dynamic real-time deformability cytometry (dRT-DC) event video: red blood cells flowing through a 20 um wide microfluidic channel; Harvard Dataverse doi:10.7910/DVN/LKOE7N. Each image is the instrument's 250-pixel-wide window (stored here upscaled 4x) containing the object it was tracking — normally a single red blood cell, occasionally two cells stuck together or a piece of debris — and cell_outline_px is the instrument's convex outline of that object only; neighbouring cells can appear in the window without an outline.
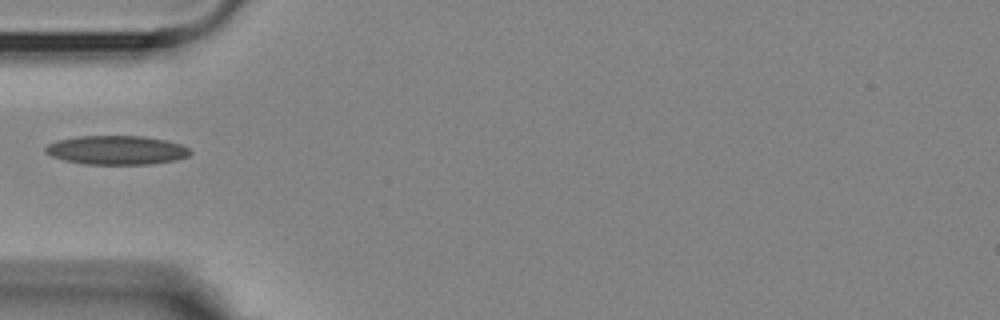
{"species": "Egyptian fruit bat (a non-hibernating species)", "species_latin": "Rousettus aegyptiacus", "temperature_condition": "room temperature", "stored_images_in_passage": 3, "camera_frame_rate_fps": 3000, "um_per_image_px": 0.085, "animal": {"sex": "female"}, "frame": {"image": 1, "passage_image": 1, "time_ms": 0.0, "image_size_px": [1000, 320], "cell_outline_px": [[192, 152], [188, 156], [176, 160], [148, 164], [84, 164], [64, 160], [52, 156], [44, 152], [44, 148], [48, 144], [56, 140], [76, 136], [144, 136], [164, 140], [180, 144], [188, 148]], "centroid_in_image_um": [9.87, 12.75], "position_along_channel_um": 75.1, "area_um2": 24.45}}
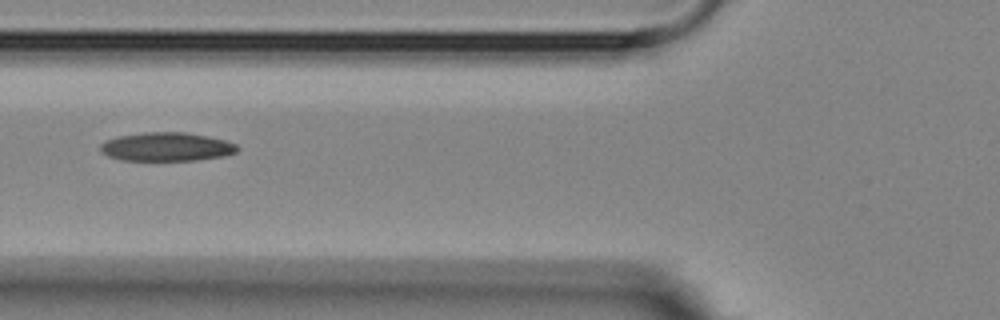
{"frame": {"image": 2, "passage_image": 2, "time_ms": 1.0, "image_size_px": [1000, 320], "cell_outline_px": [[240, 148], [236, 152], [224, 156], [196, 160], [120, 160], [108, 156], [100, 152], [100, 144], [104, 140], [120, 136], [144, 132], [184, 132], [208, 136], [224, 140], [236, 144]], "centroid_in_image_um": [14.14, 12.48], "position_along_channel_um": 111.7, "area_um2": 22.95}}
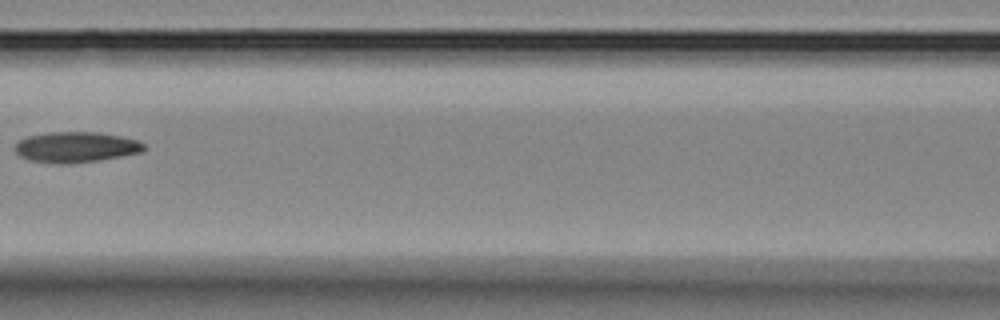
{"frame": {"image": 3, "passage_image": 3, "time_ms": 2.333, "image_size_px": [1000, 320], "cell_outline_px": [[148, 148], [144, 152], [100, 160], [68, 164], [56, 164], [32, 160], [20, 156], [16, 152], [16, 144], [20, 140], [28, 136], [52, 132], [100, 132], [140, 140]], "centroid_in_image_um": [6.54, 12.51], "position_along_channel_um": 160.1, "area_um2": 23.12}}